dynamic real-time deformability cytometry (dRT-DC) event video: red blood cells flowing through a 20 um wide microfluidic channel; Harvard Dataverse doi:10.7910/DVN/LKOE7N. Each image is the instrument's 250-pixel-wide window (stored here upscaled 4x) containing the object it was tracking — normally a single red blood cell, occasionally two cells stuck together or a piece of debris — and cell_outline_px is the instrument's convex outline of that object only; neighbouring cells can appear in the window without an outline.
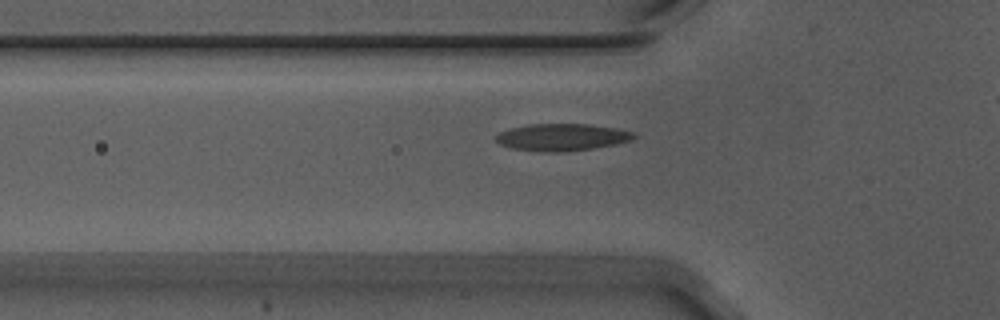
{"species": "Egyptian fruit bat (a non-hibernating species)", "species_latin": "Rousettus aegyptiacus", "temperature_condition": "warm", "stored_images_in_passage": 33, "camera_frame_rate_fps": 3000, "um_per_image_px": 0.085, "animal": {"sex": "male"}, "frame": {"image": 1, "passage_image": 3, "time_ms": 0.667, "image_size_px": [1000, 320], "cell_outline_px": [[636, 136], [632, 140], [616, 144], [592, 148], [556, 152], [548, 152], [512, 148], [500, 144], [492, 136], [500, 132], [512, 128], [528, 124], [588, 124], [612, 128], [632, 132]], "centroid_in_image_um": [47.72, 11.66], "position_along_channel_um": 78.1, "area_um2": 21.44}}
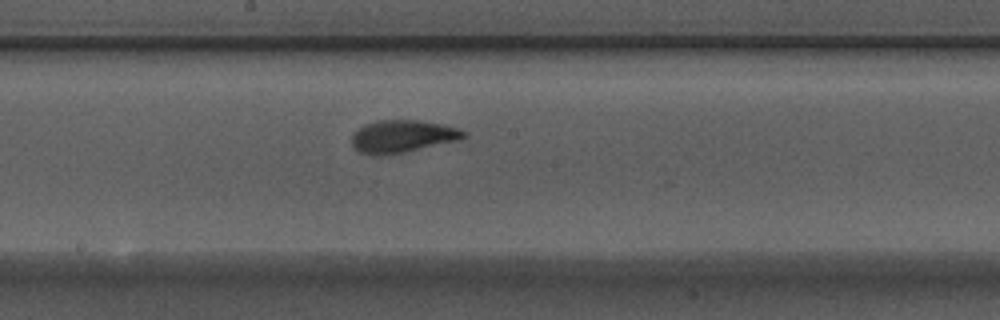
{"frame": {"image": 2, "passage_image": 14, "time_ms": 4.333, "image_size_px": [1000, 320], "cell_outline_px": [[468, 136], [460, 140], [404, 152], [380, 156], [372, 156], [360, 152], [352, 144], [352, 132], [364, 124], [376, 120], [420, 120], [444, 124], [460, 128], [468, 132]], "centroid_in_image_um": [34.24, 11.58], "position_along_channel_um": 214.0, "area_um2": 21.62}}
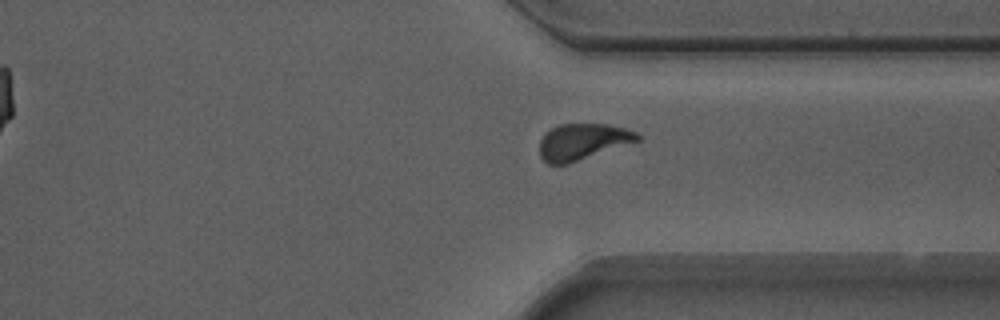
{"frame": {"image": 3, "passage_image": 26, "time_ms": 8.333, "image_size_px": [1000, 320], "cell_outline_px": [[640, 140], [568, 164], [548, 164], [540, 156], [540, 140], [552, 128], [560, 124], [608, 124], [624, 128], [636, 132], [640, 136]], "centroid_in_image_um": [49.53, 12.04], "position_along_channel_um": 361.9, "area_um2": 20.4}, "authors_computed_cell_mechanics": {"area_um2": 20.9236, "velocity_mm_per_s": 3.6986, "shape_relaxation_time_tau1_ms": 3.3165, "shape_relaxation_time_tau2_ms": 1.1289, "deformation_change_tau1": 0.1482, "deformation_change_tau2": 0.0793}}